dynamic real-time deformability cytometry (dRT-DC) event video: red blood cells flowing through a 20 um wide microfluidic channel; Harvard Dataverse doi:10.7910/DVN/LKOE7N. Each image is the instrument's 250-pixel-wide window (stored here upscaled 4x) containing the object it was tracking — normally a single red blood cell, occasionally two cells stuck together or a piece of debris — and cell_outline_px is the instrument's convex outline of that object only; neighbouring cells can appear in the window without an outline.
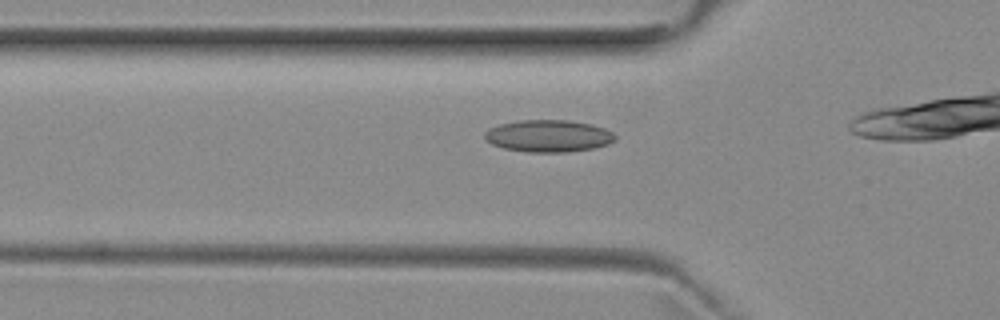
{"species": "common noctule bat (a hibernating species)", "species_latin": "Nyctalus noctula", "temperature_condition": "room temperature", "stored_images_in_passage": 30, "camera_frame_rate_fps": 3000, "um_per_image_px": 0.085, "animal": {"sex": "female", "body_mass_g": 29.2, "forearm_length_mm": 56.3}, "frame": {"image": 1, "passage_image": 12, "time_ms": 3.667, "image_size_px": [1000, 320], "cell_outline_px": [[616, 140], [608, 144], [592, 148], [568, 152], [528, 152], [504, 148], [492, 144], [484, 136], [484, 132], [488, 128], [500, 124], [520, 120], [568, 120], [592, 124], [604, 128], [612, 132], [616, 136]], "centroid_in_image_um": [46.63, 11.55], "position_along_channel_um": 79.2, "area_um2": 24.39}}
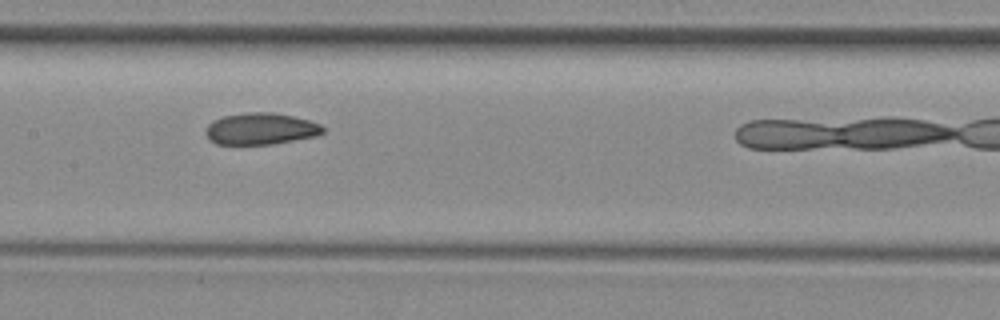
{"frame": {"image": 2, "passage_image": 20, "time_ms": 6.333, "image_size_px": [1000, 320], "cell_outline_px": [[324, 132], [316, 136], [272, 144], [216, 144], [208, 140], [204, 132], [208, 124], [212, 120], [224, 116], [248, 112], [272, 112], [292, 116], [308, 120], [320, 124], [324, 128]], "centroid_in_image_um": [22.12, 10.95], "position_along_channel_um": 185.3, "area_um2": 21.68}}
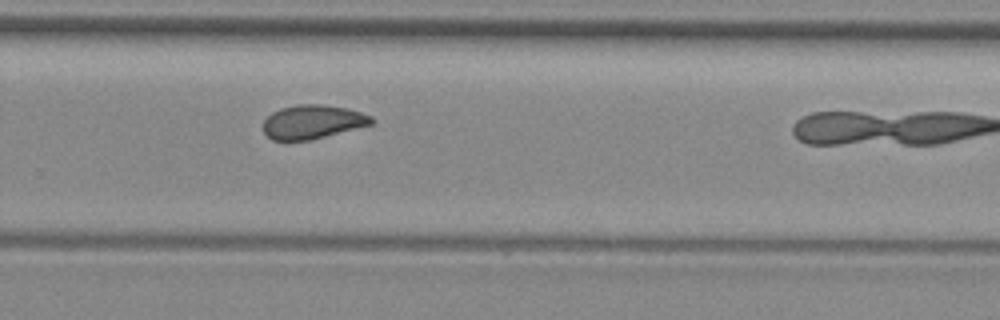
{"frame": {"image": 3, "passage_image": 29, "time_ms": 9.333, "image_size_px": [1000, 320], "cell_outline_px": [[376, 120], [372, 124], [308, 140], [272, 140], [264, 132], [264, 120], [272, 112], [280, 108], [300, 104], [320, 104], [348, 108], [372, 116]], "centroid_in_image_um": [26.58, 10.34], "position_along_channel_um": 303.2, "area_um2": 21.15}}